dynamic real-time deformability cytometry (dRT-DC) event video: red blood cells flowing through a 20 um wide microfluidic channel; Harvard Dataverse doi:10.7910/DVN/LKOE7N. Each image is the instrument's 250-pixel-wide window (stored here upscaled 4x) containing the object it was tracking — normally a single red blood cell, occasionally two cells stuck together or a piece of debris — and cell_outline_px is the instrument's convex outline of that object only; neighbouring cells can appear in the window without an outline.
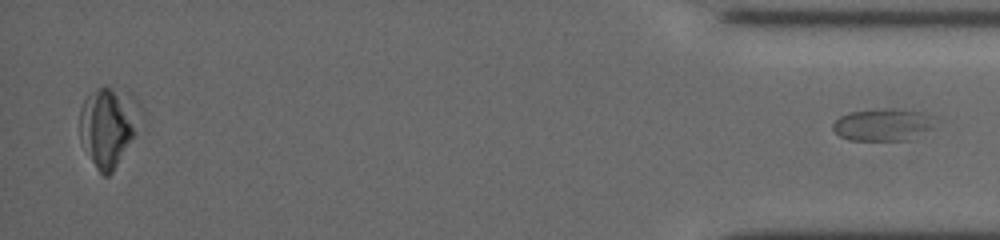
{"species": "common noctule bat (a hibernating species)", "species_latin": "Nyctalus noctula", "temperature_condition": "cold", "stored_images_in_passage": 39, "segment_of_instrument_passage": [2, 2], "camera_frame_rate_fps": 3000, "um_per_image_px": 0.085, "animal": {"sex": "female", "body_mass_g": 19.5, "forearm_length_mm": 54.1}, "frame": {"image": 1, "passage_image": 39, "time_ms": 12.667, "image_size_px": [1000, 240], "cell_outline_px": [[936, 116], [932, 128], [912, 140], [848, 140], [840, 136], [832, 128], [832, 124], [840, 116], [848, 112], [884, 108], [900, 108], [924, 112]], "centroid_in_image_um": [75.1, 10.58], "position_along_channel_um": 360.1, "area_um2": 19.65}}